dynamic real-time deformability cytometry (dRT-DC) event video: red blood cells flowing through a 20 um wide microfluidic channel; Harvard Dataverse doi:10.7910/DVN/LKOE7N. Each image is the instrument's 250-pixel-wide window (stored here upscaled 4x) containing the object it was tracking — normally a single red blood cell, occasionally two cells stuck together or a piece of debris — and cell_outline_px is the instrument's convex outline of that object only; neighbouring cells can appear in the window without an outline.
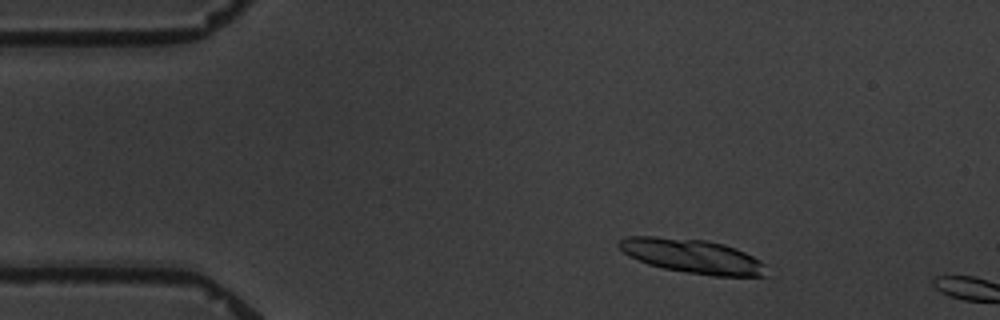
{"species": "common noctule bat (a hibernating species)", "species_latin": "Nyctalus noctula", "temperature_condition": "warm", "stored_images_in_passage": 3, "camera_frame_rate_fps": 3000, "um_per_image_px": 0.085, "animal": {"sex": "male", "body_mass_g": 19.5, "forearm_length_mm": 54.6}, "frame": {"image": 1, "passage_image": 2, "time_ms": 1.0, "image_size_px": [1000, 320], "cell_outline_px": [[768, 276], [712, 276], [684, 272], [664, 268], [648, 264], [628, 256], [616, 244], [620, 240], [628, 236], [656, 236], [704, 240], [724, 244], [736, 248], [760, 260], [764, 264]], "centroid_in_image_um": [58.85, 21.77], "position_along_channel_um": 26.2, "area_um2": 29.36}}